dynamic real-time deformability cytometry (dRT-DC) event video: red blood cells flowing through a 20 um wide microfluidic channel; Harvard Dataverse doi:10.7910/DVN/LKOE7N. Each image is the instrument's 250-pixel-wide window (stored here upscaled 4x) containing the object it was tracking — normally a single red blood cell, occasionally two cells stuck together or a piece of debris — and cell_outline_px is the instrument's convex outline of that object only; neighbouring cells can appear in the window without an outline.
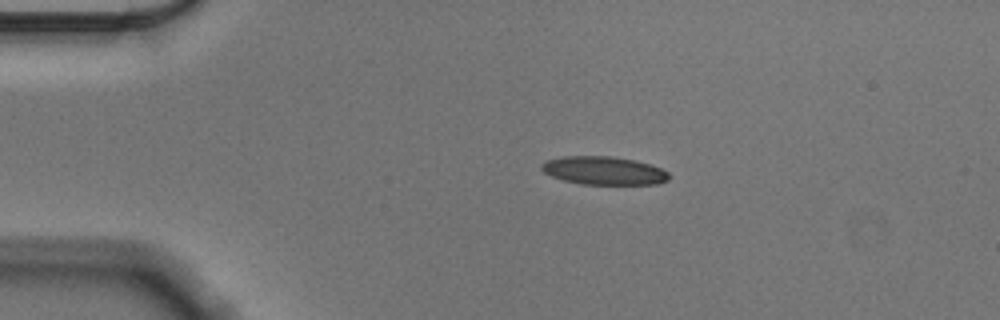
{"species": "Egyptian fruit bat (a non-hibernating species)", "species_latin": "Rousettus aegyptiacus", "temperature_condition": "cold", "stored_images_in_passage": 46, "camera_frame_rate_fps": 3000, "um_per_image_px": 0.085, "animal": {"sex": "male"}, "frame": {"image": 1, "passage_image": 1, "time_ms": 0.0, "image_size_px": [1000, 320], "cell_outline_px": [[668, 180], [656, 184], [580, 184], [564, 180], [552, 176], [544, 172], [540, 168], [540, 164], [548, 160], [564, 156], [608, 156], [636, 160], [660, 168], [668, 172]], "centroid_in_image_um": [51.3, 14.5], "position_along_channel_um": 33.7, "area_um2": 20.81}}
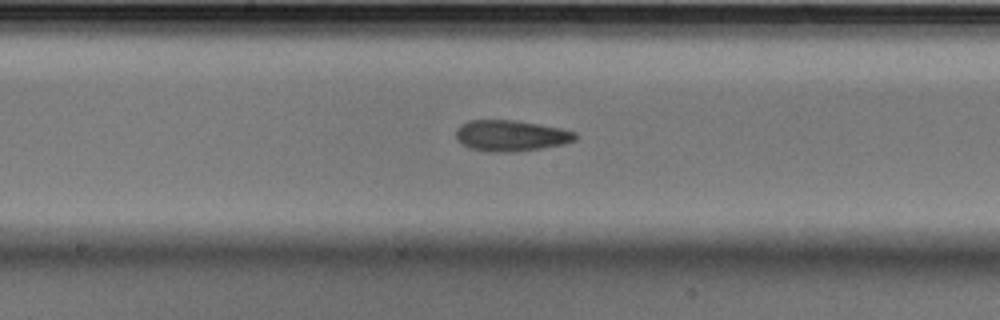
{"frame": {"image": 2, "passage_image": 19, "time_ms": 6.0, "image_size_px": [1000, 320], "cell_outline_px": [[576, 140], [564, 144], [544, 148], [512, 152], [488, 152], [468, 148], [460, 144], [456, 140], [456, 128], [460, 124], [468, 120], [512, 120], [560, 128], [576, 132]], "centroid_in_image_um": [43.37, 11.54], "position_along_channel_um": 204.8, "area_um2": 21.79}}
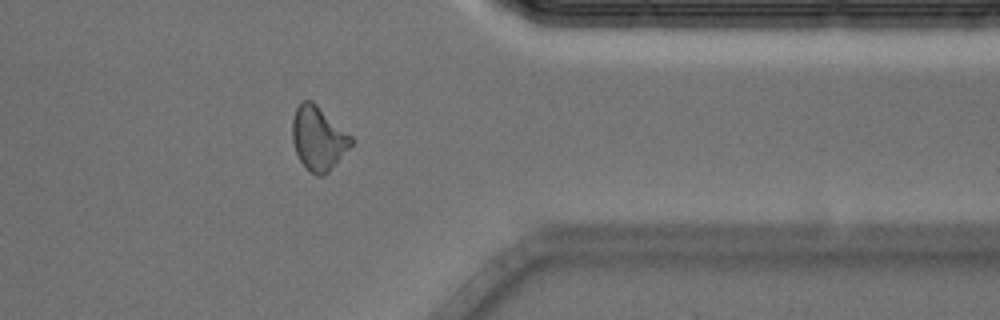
{"frame": {"image": 3, "passage_image": 35, "time_ms": 11.333, "image_size_px": [1000, 320], "cell_outline_px": [[352, 144], [328, 172], [324, 176], [316, 176], [300, 160], [296, 152], [292, 140], [292, 120], [296, 108], [304, 100], [312, 100], [352, 136]], "centroid_in_image_um": [27.05, 11.74], "position_along_channel_um": 384.4, "area_um2": 21.56}, "authors_computed_cell_mechanics": {"area_um2": 21.3282, "velocity_mm_per_s": 3.5663, "shape_relaxation_time_tau1_ms": 10.6195, "shape_relaxation_time_tau2_ms": 3.4098, "deformation_change_tau1": 0.2253, "deformation_change_tau2": 0.1187}}